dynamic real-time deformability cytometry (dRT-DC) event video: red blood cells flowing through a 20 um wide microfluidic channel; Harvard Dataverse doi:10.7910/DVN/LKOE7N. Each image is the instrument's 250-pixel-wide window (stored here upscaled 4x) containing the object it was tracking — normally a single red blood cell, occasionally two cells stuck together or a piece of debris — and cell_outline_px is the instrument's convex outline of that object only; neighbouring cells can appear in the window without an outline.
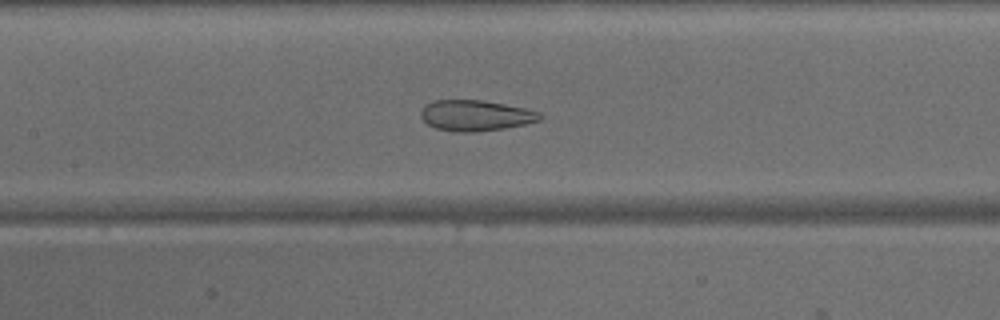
{"species": "common noctule bat (a hibernating species)", "species_latin": "Nyctalus noctula", "temperature_condition": "warm", "stored_images_in_passage": 46, "camera_frame_rate_fps": 3000, "um_per_image_px": 0.085, "animal": {"sex": "male", "body_mass_g": 15.6}, "frame": {"image": 1, "passage_image": 21, "time_ms": 6.667, "image_size_px": [1000, 320], "cell_outline_px": [[544, 116], [540, 120], [524, 124], [504, 128], [476, 132], [456, 132], [436, 128], [428, 124], [420, 116], [420, 112], [424, 104], [432, 100], [480, 100], [504, 104], [524, 108], [540, 112]], "centroid_in_image_um": [40.4, 9.81], "position_along_channel_um": 167.0, "area_um2": 21.39}}
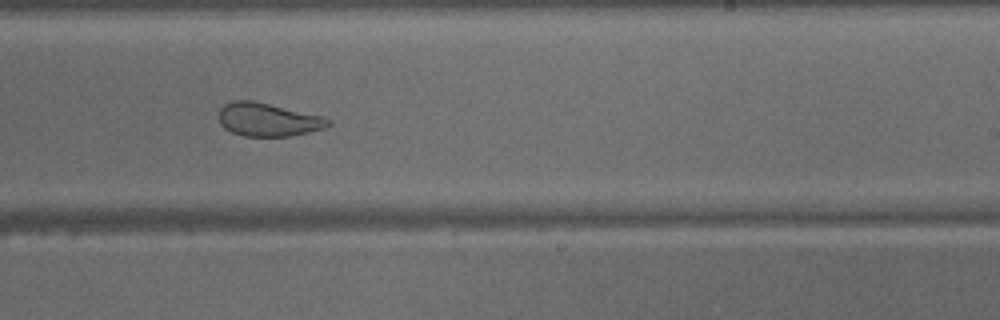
{"frame": {"image": 2, "passage_image": 28, "time_ms": 9.0, "image_size_px": [1000, 320], "cell_outline_px": [[332, 124], [324, 128], [308, 132], [288, 136], [244, 136], [232, 132], [224, 128], [220, 124], [216, 116], [216, 112], [224, 104], [232, 100], [252, 100], [324, 116], [332, 120]], "centroid_in_image_um": [22.74, 10.15], "position_along_channel_um": 266.3, "area_um2": 21.56}}
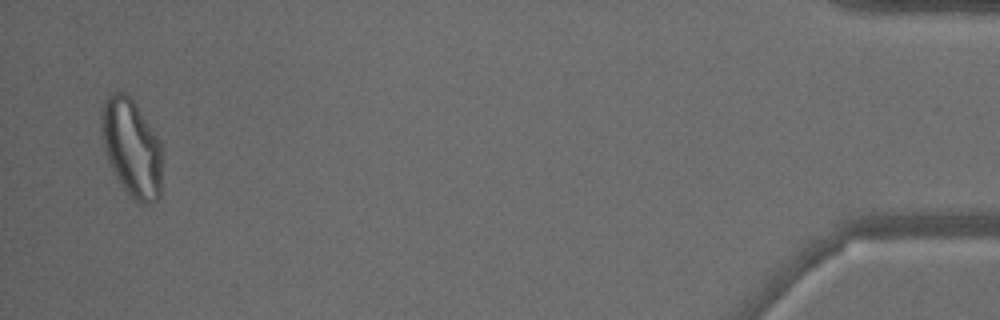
{"frame": {"image": 3, "passage_image": 45, "time_ms": 14.667, "image_size_px": [1000, 320], "cell_outline_px": [[160, 196], [152, 204], [136, 204], [120, 184], [108, 160], [104, 148], [100, 132], [100, 112], [104, 100], [112, 92], [124, 92], [132, 96], [156, 136], [160, 144]], "centroid_in_image_um": [11.14, 12.55], "position_along_channel_um": 424.1, "area_um2": 34.8}}